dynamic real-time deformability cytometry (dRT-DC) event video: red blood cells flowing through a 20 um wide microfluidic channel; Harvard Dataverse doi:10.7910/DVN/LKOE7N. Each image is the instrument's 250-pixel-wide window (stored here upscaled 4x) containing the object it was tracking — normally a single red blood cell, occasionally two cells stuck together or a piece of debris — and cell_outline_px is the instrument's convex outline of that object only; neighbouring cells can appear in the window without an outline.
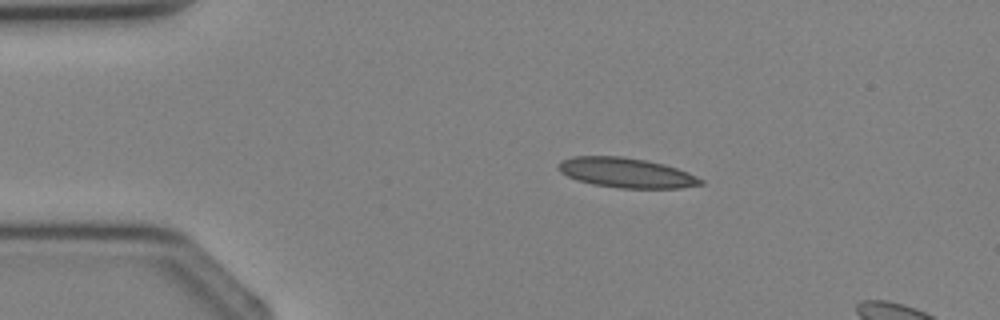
{"species": "Egyptian fruit bat (a non-hibernating species)", "species_latin": "Rousettus aegyptiacus", "temperature_condition": "cold", "stored_images_in_passage": 3, "camera_frame_rate_fps": 3000, "um_per_image_px": 0.085, "animal": {"sex": "female"}, "frame": {"image": 1, "passage_image": 1, "time_ms": 0.0, "image_size_px": [1000, 320], "cell_outline_px": [[704, 184], [680, 188], [620, 188], [592, 184], [576, 180], [560, 172], [560, 160], [572, 156], [624, 156], [664, 164], [688, 172], [704, 180]], "centroid_in_image_um": [53.24, 14.68], "position_along_channel_um": 31.8, "area_um2": 24.74}}